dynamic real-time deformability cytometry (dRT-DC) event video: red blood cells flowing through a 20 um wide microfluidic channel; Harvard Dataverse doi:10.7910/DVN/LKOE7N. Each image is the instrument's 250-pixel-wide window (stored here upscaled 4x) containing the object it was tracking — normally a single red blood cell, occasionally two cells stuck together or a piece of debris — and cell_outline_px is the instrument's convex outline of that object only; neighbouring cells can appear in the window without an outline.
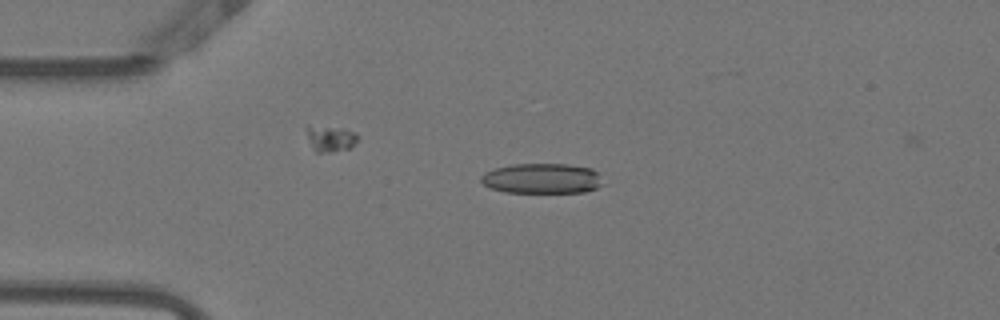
{"species": "Egyptian fruit bat (a non-hibernating species)", "species_latin": "Rousettus aegyptiacus", "temperature_condition": "warm", "stored_images_in_passage": 41, "camera_frame_rate_fps": 3000, "um_per_image_px": 0.085, "animal": {"sex": "female"}, "frame": {"image": 1, "passage_image": 1, "time_ms": 0.0, "image_size_px": [1000, 320], "cell_outline_px": [[604, 184], [596, 188], [584, 192], [504, 192], [492, 188], [484, 184], [480, 180], [480, 176], [484, 172], [496, 168], [512, 164], [568, 164], [592, 168], [596, 172]], "centroid_in_image_um": [46.06, 15.16], "position_along_channel_um": 38.9, "area_um2": 21.39}}
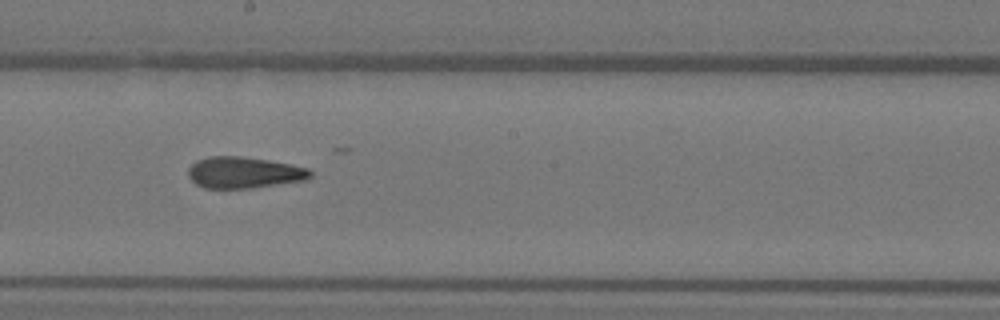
{"frame": {"image": 2, "passage_image": 18, "time_ms": 5.667, "image_size_px": [1000, 320], "cell_outline_px": [[312, 176], [308, 180], [252, 188], [204, 188], [196, 184], [188, 176], [188, 168], [196, 160], [208, 156], [240, 156], [268, 160], [308, 168], [312, 172]], "centroid_in_image_um": [20.74, 14.67], "position_along_channel_um": 227.5, "area_um2": 22.43}}
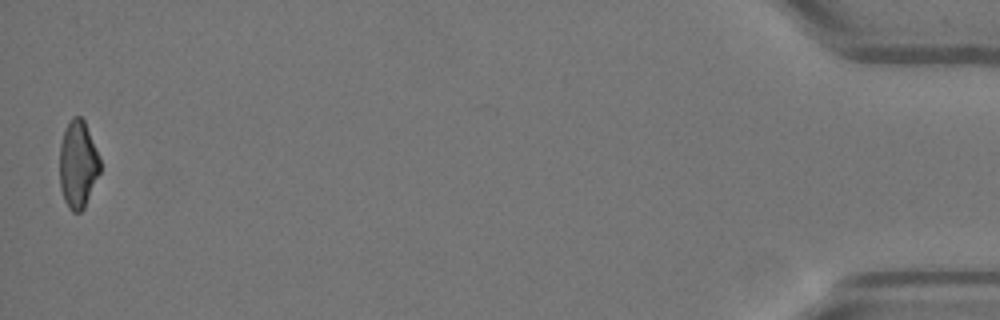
{"frame": {"image": 3, "passage_image": 41, "time_ms": 13.333, "image_size_px": [1000, 320], "cell_outline_px": [[100, 172], [84, 208], [80, 212], [72, 212], [68, 208], [64, 200], [60, 188], [60, 144], [64, 132], [72, 116], [80, 116], [84, 120], [100, 156]], "centroid_in_image_um": [6.63, 13.98], "position_along_channel_um": 428.6, "area_um2": 20.63}, "authors_computed_cell_mechanics": {"area_um2": 22.4842, "velocity_mm_per_s": 3.8481, "shape_relaxation_time_tau1_ms": null, "shape_relaxation_time_tau2_ms": 2.3228, "deformation_change_tau1": null, "deformation_change_tau2": 0.1095}}